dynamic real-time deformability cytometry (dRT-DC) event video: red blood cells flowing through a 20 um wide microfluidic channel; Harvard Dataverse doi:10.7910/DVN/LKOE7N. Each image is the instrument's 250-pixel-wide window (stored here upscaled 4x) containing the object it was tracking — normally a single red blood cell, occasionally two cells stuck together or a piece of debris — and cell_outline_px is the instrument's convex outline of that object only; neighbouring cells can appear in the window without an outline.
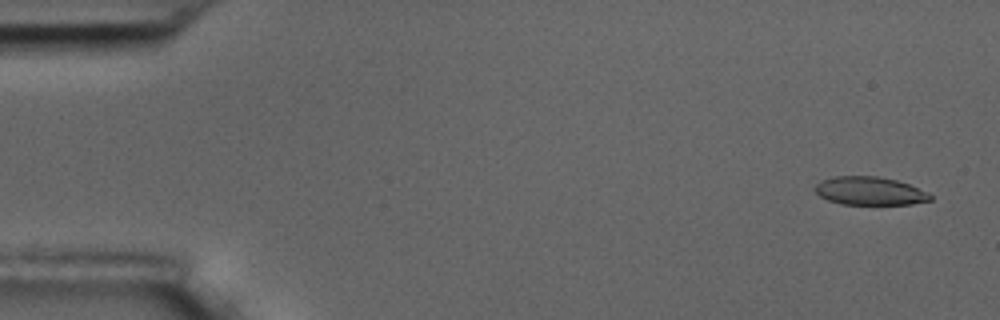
{"species": "common noctule bat (a hibernating species)", "species_latin": "Nyctalus noctula", "temperature_condition": "room temperature", "stored_images_in_passage": 54, "camera_frame_rate_fps": 3000, "um_per_image_px": 0.085, "animal": {"sex": "male", "body_mass_g": 17.5, "forearm_length_mm": 52.3}, "frame": {"image": 1, "passage_image": 3, "time_ms": 0.667, "image_size_px": [1000, 320], "cell_outline_px": [[932, 200], [912, 204], [840, 204], [828, 200], [820, 196], [812, 188], [820, 180], [832, 176], [876, 176], [896, 180], [908, 184], [928, 192], [932, 196]], "centroid_in_image_um": [73.89, 16.23], "position_along_channel_um": 11.1, "area_um2": 19.07}}
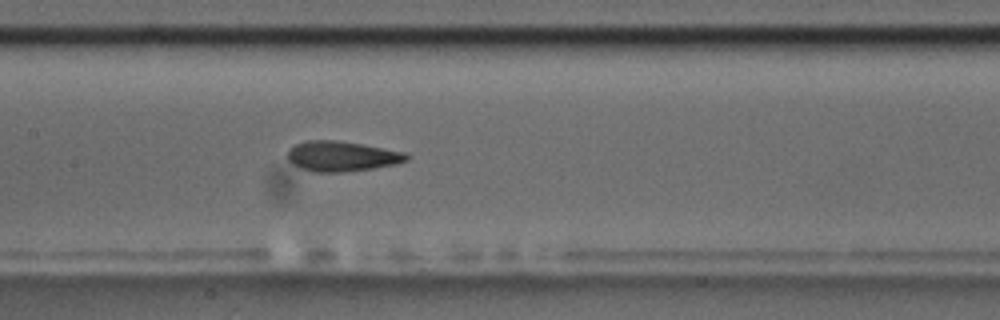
{"frame": {"image": 2, "passage_image": 28, "time_ms": 9.0, "image_size_px": [1000, 320], "cell_outline_px": [[408, 160], [396, 164], [372, 168], [340, 172], [312, 172], [300, 168], [292, 164], [288, 160], [288, 148], [296, 144], [308, 140], [336, 140], [360, 144], [404, 152], [408, 156]], "centroid_in_image_um": [29.0, 13.28], "position_along_channel_um": 178.4, "area_um2": 20.75}}
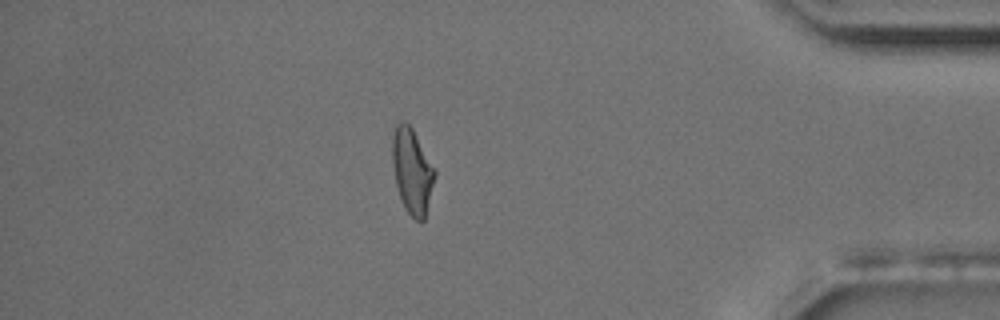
{"frame": {"image": 3, "passage_image": 50, "time_ms": 16.333, "image_size_px": [1000, 320], "cell_outline_px": [[436, 172], [424, 220], [416, 220], [404, 208], [396, 184], [392, 164], [392, 136], [396, 124], [400, 120], [404, 120], [412, 128], [436, 168]], "centroid_in_image_um": [35.02, 14.48], "position_along_channel_um": 400.2, "area_um2": 21.04}}